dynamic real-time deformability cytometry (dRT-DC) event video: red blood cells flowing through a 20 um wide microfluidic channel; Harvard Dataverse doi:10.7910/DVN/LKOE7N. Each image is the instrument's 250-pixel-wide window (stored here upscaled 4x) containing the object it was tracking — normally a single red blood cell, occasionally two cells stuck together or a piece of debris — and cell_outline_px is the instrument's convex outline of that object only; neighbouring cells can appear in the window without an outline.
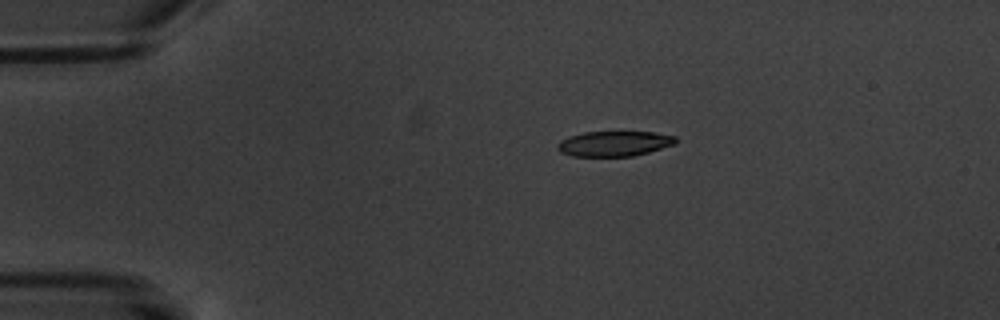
{"species": "common noctule bat (a hibernating species)", "species_latin": "Nyctalus noctula", "temperature_condition": "warm", "stored_images_in_passage": 4, "camera_frame_rate_fps": 3000, "um_per_image_px": 0.085, "animal": {"sex": "male", "body_mass_g": 20.1, "forearm_length_mm": 53.5}, "frame": {"image": 1, "passage_image": 3, "time_ms": 3.0, "image_size_px": [1000, 320], "cell_outline_px": [[676, 144], [648, 152], [632, 156], [572, 156], [560, 152], [556, 148], [556, 144], [560, 140], [568, 136], [584, 132], [652, 132], [676, 136]], "centroid_in_image_um": [52.17, 12.21], "position_along_channel_um": 32.8, "area_um2": 17.4}}